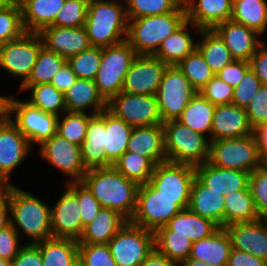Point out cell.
<instances>
[{
	"mask_svg": "<svg viewBox=\"0 0 267 266\" xmlns=\"http://www.w3.org/2000/svg\"><path fill=\"white\" fill-rule=\"evenodd\" d=\"M226 266H267V261L245 251L232 248Z\"/></svg>",
	"mask_w": 267,
	"mask_h": 266,
	"instance_id": "obj_60",
	"label": "cell"
},
{
	"mask_svg": "<svg viewBox=\"0 0 267 266\" xmlns=\"http://www.w3.org/2000/svg\"><path fill=\"white\" fill-rule=\"evenodd\" d=\"M184 0H124L128 19L169 14L176 11Z\"/></svg>",
	"mask_w": 267,
	"mask_h": 266,
	"instance_id": "obj_46",
	"label": "cell"
},
{
	"mask_svg": "<svg viewBox=\"0 0 267 266\" xmlns=\"http://www.w3.org/2000/svg\"><path fill=\"white\" fill-rule=\"evenodd\" d=\"M76 80L77 76L66 62L54 75L50 84L55 86L60 92L64 93L75 84Z\"/></svg>",
	"mask_w": 267,
	"mask_h": 266,
	"instance_id": "obj_61",
	"label": "cell"
},
{
	"mask_svg": "<svg viewBox=\"0 0 267 266\" xmlns=\"http://www.w3.org/2000/svg\"><path fill=\"white\" fill-rule=\"evenodd\" d=\"M102 208L119 212L128 221L132 218L139 185L127 179L114 166L88 169L80 181Z\"/></svg>",
	"mask_w": 267,
	"mask_h": 266,
	"instance_id": "obj_1",
	"label": "cell"
},
{
	"mask_svg": "<svg viewBox=\"0 0 267 266\" xmlns=\"http://www.w3.org/2000/svg\"><path fill=\"white\" fill-rule=\"evenodd\" d=\"M234 88L216 75L199 90V93L214 105L231 104Z\"/></svg>",
	"mask_w": 267,
	"mask_h": 266,
	"instance_id": "obj_53",
	"label": "cell"
},
{
	"mask_svg": "<svg viewBox=\"0 0 267 266\" xmlns=\"http://www.w3.org/2000/svg\"><path fill=\"white\" fill-rule=\"evenodd\" d=\"M84 27L91 46L103 48L120 44L128 32L126 7L114 0H89Z\"/></svg>",
	"mask_w": 267,
	"mask_h": 266,
	"instance_id": "obj_3",
	"label": "cell"
},
{
	"mask_svg": "<svg viewBox=\"0 0 267 266\" xmlns=\"http://www.w3.org/2000/svg\"><path fill=\"white\" fill-rule=\"evenodd\" d=\"M208 163L223 169L251 173L261 167V153L254 134L209 141Z\"/></svg>",
	"mask_w": 267,
	"mask_h": 266,
	"instance_id": "obj_7",
	"label": "cell"
},
{
	"mask_svg": "<svg viewBox=\"0 0 267 266\" xmlns=\"http://www.w3.org/2000/svg\"><path fill=\"white\" fill-rule=\"evenodd\" d=\"M15 114L14 120L12 115ZM59 116L32 106L29 102L14 99L9 102V119L31 143L41 145L57 133Z\"/></svg>",
	"mask_w": 267,
	"mask_h": 266,
	"instance_id": "obj_12",
	"label": "cell"
},
{
	"mask_svg": "<svg viewBox=\"0 0 267 266\" xmlns=\"http://www.w3.org/2000/svg\"><path fill=\"white\" fill-rule=\"evenodd\" d=\"M168 66L154 55H137L125 76L122 92L156 95Z\"/></svg>",
	"mask_w": 267,
	"mask_h": 266,
	"instance_id": "obj_16",
	"label": "cell"
},
{
	"mask_svg": "<svg viewBox=\"0 0 267 266\" xmlns=\"http://www.w3.org/2000/svg\"><path fill=\"white\" fill-rule=\"evenodd\" d=\"M127 152L145 156L155 165L167 161L163 125L134 127L128 141Z\"/></svg>",
	"mask_w": 267,
	"mask_h": 266,
	"instance_id": "obj_26",
	"label": "cell"
},
{
	"mask_svg": "<svg viewBox=\"0 0 267 266\" xmlns=\"http://www.w3.org/2000/svg\"><path fill=\"white\" fill-rule=\"evenodd\" d=\"M224 227L234 223L260 220L249 187L225 194Z\"/></svg>",
	"mask_w": 267,
	"mask_h": 266,
	"instance_id": "obj_36",
	"label": "cell"
},
{
	"mask_svg": "<svg viewBox=\"0 0 267 266\" xmlns=\"http://www.w3.org/2000/svg\"><path fill=\"white\" fill-rule=\"evenodd\" d=\"M63 95L66 110L70 112H84L91 107L94 109L93 114H99L107 109V101L93 80L77 78L75 84Z\"/></svg>",
	"mask_w": 267,
	"mask_h": 266,
	"instance_id": "obj_31",
	"label": "cell"
},
{
	"mask_svg": "<svg viewBox=\"0 0 267 266\" xmlns=\"http://www.w3.org/2000/svg\"><path fill=\"white\" fill-rule=\"evenodd\" d=\"M220 227L208 218L193 213L189 208L181 210L156 231H173V235L187 236L192 242L210 237Z\"/></svg>",
	"mask_w": 267,
	"mask_h": 266,
	"instance_id": "obj_28",
	"label": "cell"
},
{
	"mask_svg": "<svg viewBox=\"0 0 267 266\" xmlns=\"http://www.w3.org/2000/svg\"><path fill=\"white\" fill-rule=\"evenodd\" d=\"M78 202L80 204V218L83 232L84 226L93 221L102 207L93 194L81 182H78Z\"/></svg>",
	"mask_w": 267,
	"mask_h": 266,
	"instance_id": "obj_55",
	"label": "cell"
},
{
	"mask_svg": "<svg viewBox=\"0 0 267 266\" xmlns=\"http://www.w3.org/2000/svg\"><path fill=\"white\" fill-rule=\"evenodd\" d=\"M107 110L132 127L163 124L156 95L120 92L107 102Z\"/></svg>",
	"mask_w": 267,
	"mask_h": 266,
	"instance_id": "obj_13",
	"label": "cell"
},
{
	"mask_svg": "<svg viewBox=\"0 0 267 266\" xmlns=\"http://www.w3.org/2000/svg\"><path fill=\"white\" fill-rule=\"evenodd\" d=\"M188 25H192L198 32L201 30L193 23L186 21L161 43L154 56L169 66L178 65L186 58L196 48L197 44L189 34Z\"/></svg>",
	"mask_w": 267,
	"mask_h": 266,
	"instance_id": "obj_33",
	"label": "cell"
},
{
	"mask_svg": "<svg viewBox=\"0 0 267 266\" xmlns=\"http://www.w3.org/2000/svg\"><path fill=\"white\" fill-rule=\"evenodd\" d=\"M252 129L267 122V85H261L245 108Z\"/></svg>",
	"mask_w": 267,
	"mask_h": 266,
	"instance_id": "obj_54",
	"label": "cell"
},
{
	"mask_svg": "<svg viewBox=\"0 0 267 266\" xmlns=\"http://www.w3.org/2000/svg\"><path fill=\"white\" fill-rule=\"evenodd\" d=\"M197 92L177 65L168 66L156 93L162 122L177 120Z\"/></svg>",
	"mask_w": 267,
	"mask_h": 266,
	"instance_id": "obj_10",
	"label": "cell"
},
{
	"mask_svg": "<svg viewBox=\"0 0 267 266\" xmlns=\"http://www.w3.org/2000/svg\"><path fill=\"white\" fill-rule=\"evenodd\" d=\"M231 249L230 237L224 227H220L210 237L193 242L188 258L211 266H226Z\"/></svg>",
	"mask_w": 267,
	"mask_h": 266,
	"instance_id": "obj_29",
	"label": "cell"
},
{
	"mask_svg": "<svg viewBox=\"0 0 267 266\" xmlns=\"http://www.w3.org/2000/svg\"><path fill=\"white\" fill-rule=\"evenodd\" d=\"M187 21L200 29H213L231 20L233 0H184Z\"/></svg>",
	"mask_w": 267,
	"mask_h": 266,
	"instance_id": "obj_23",
	"label": "cell"
},
{
	"mask_svg": "<svg viewBox=\"0 0 267 266\" xmlns=\"http://www.w3.org/2000/svg\"><path fill=\"white\" fill-rule=\"evenodd\" d=\"M89 0H66L53 26L81 27L85 25Z\"/></svg>",
	"mask_w": 267,
	"mask_h": 266,
	"instance_id": "obj_50",
	"label": "cell"
},
{
	"mask_svg": "<svg viewBox=\"0 0 267 266\" xmlns=\"http://www.w3.org/2000/svg\"><path fill=\"white\" fill-rule=\"evenodd\" d=\"M11 266H43L39 247L33 243L24 244L12 260Z\"/></svg>",
	"mask_w": 267,
	"mask_h": 266,
	"instance_id": "obj_58",
	"label": "cell"
},
{
	"mask_svg": "<svg viewBox=\"0 0 267 266\" xmlns=\"http://www.w3.org/2000/svg\"><path fill=\"white\" fill-rule=\"evenodd\" d=\"M186 21L184 3L173 13L128 19L126 41L138 55H154L161 43Z\"/></svg>",
	"mask_w": 267,
	"mask_h": 266,
	"instance_id": "obj_4",
	"label": "cell"
},
{
	"mask_svg": "<svg viewBox=\"0 0 267 266\" xmlns=\"http://www.w3.org/2000/svg\"><path fill=\"white\" fill-rule=\"evenodd\" d=\"M177 66L198 92L215 76V73L197 48Z\"/></svg>",
	"mask_w": 267,
	"mask_h": 266,
	"instance_id": "obj_44",
	"label": "cell"
},
{
	"mask_svg": "<svg viewBox=\"0 0 267 266\" xmlns=\"http://www.w3.org/2000/svg\"><path fill=\"white\" fill-rule=\"evenodd\" d=\"M253 134L261 153V167L267 169V122L254 128Z\"/></svg>",
	"mask_w": 267,
	"mask_h": 266,
	"instance_id": "obj_62",
	"label": "cell"
},
{
	"mask_svg": "<svg viewBox=\"0 0 267 266\" xmlns=\"http://www.w3.org/2000/svg\"><path fill=\"white\" fill-rule=\"evenodd\" d=\"M231 20L263 35L267 30V1L233 0Z\"/></svg>",
	"mask_w": 267,
	"mask_h": 266,
	"instance_id": "obj_38",
	"label": "cell"
},
{
	"mask_svg": "<svg viewBox=\"0 0 267 266\" xmlns=\"http://www.w3.org/2000/svg\"><path fill=\"white\" fill-rule=\"evenodd\" d=\"M167 161L198 166L208 161L209 143L206 136L191 130L178 120L164 122Z\"/></svg>",
	"mask_w": 267,
	"mask_h": 266,
	"instance_id": "obj_6",
	"label": "cell"
},
{
	"mask_svg": "<svg viewBox=\"0 0 267 266\" xmlns=\"http://www.w3.org/2000/svg\"><path fill=\"white\" fill-rule=\"evenodd\" d=\"M180 266H211V265L203 263L194 258H187L180 264Z\"/></svg>",
	"mask_w": 267,
	"mask_h": 266,
	"instance_id": "obj_66",
	"label": "cell"
},
{
	"mask_svg": "<svg viewBox=\"0 0 267 266\" xmlns=\"http://www.w3.org/2000/svg\"><path fill=\"white\" fill-rule=\"evenodd\" d=\"M90 114L86 136L80 146L82 161L87 170L106 167V110Z\"/></svg>",
	"mask_w": 267,
	"mask_h": 266,
	"instance_id": "obj_24",
	"label": "cell"
},
{
	"mask_svg": "<svg viewBox=\"0 0 267 266\" xmlns=\"http://www.w3.org/2000/svg\"><path fill=\"white\" fill-rule=\"evenodd\" d=\"M249 68L250 63L248 61L233 60L215 75L219 79L223 80L224 82L235 88Z\"/></svg>",
	"mask_w": 267,
	"mask_h": 266,
	"instance_id": "obj_57",
	"label": "cell"
},
{
	"mask_svg": "<svg viewBox=\"0 0 267 266\" xmlns=\"http://www.w3.org/2000/svg\"><path fill=\"white\" fill-rule=\"evenodd\" d=\"M2 192L8 197L10 224L19 236L25 234L33 244L53 237L51 206L13 184L5 185Z\"/></svg>",
	"mask_w": 267,
	"mask_h": 266,
	"instance_id": "obj_2",
	"label": "cell"
},
{
	"mask_svg": "<svg viewBox=\"0 0 267 266\" xmlns=\"http://www.w3.org/2000/svg\"><path fill=\"white\" fill-rule=\"evenodd\" d=\"M31 145L24 134L8 119L0 126V184L10 185L9 176L29 155Z\"/></svg>",
	"mask_w": 267,
	"mask_h": 266,
	"instance_id": "obj_18",
	"label": "cell"
},
{
	"mask_svg": "<svg viewBox=\"0 0 267 266\" xmlns=\"http://www.w3.org/2000/svg\"><path fill=\"white\" fill-rule=\"evenodd\" d=\"M38 34L46 49L57 53L66 60L91 47L84 26L58 27L51 25L42 29Z\"/></svg>",
	"mask_w": 267,
	"mask_h": 266,
	"instance_id": "obj_19",
	"label": "cell"
},
{
	"mask_svg": "<svg viewBox=\"0 0 267 266\" xmlns=\"http://www.w3.org/2000/svg\"><path fill=\"white\" fill-rule=\"evenodd\" d=\"M19 238L18 232L11 224L0 230V258L12 262L23 246L19 245Z\"/></svg>",
	"mask_w": 267,
	"mask_h": 266,
	"instance_id": "obj_56",
	"label": "cell"
},
{
	"mask_svg": "<svg viewBox=\"0 0 267 266\" xmlns=\"http://www.w3.org/2000/svg\"><path fill=\"white\" fill-rule=\"evenodd\" d=\"M213 30L221 37L235 60L250 61L264 43L257 39L260 34L243 24L227 20L217 24Z\"/></svg>",
	"mask_w": 267,
	"mask_h": 266,
	"instance_id": "obj_20",
	"label": "cell"
},
{
	"mask_svg": "<svg viewBox=\"0 0 267 266\" xmlns=\"http://www.w3.org/2000/svg\"><path fill=\"white\" fill-rule=\"evenodd\" d=\"M252 133L244 108L232 103L216 105L209 141L239 138Z\"/></svg>",
	"mask_w": 267,
	"mask_h": 266,
	"instance_id": "obj_21",
	"label": "cell"
},
{
	"mask_svg": "<svg viewBox=\"0 0 267 266\" xmlns=\"http://www.w3.org/2000/svg\"><path fill=\"white\" fill-rule=\"evenodd\" d=\"M10 0H0V9L6 5Z\"/></svg>",
	"mask_w": 267,
	"mask_h": 266,
	"instance_id": "obj_69",
	"label": "cell"
},
{
	"mask_svg": "<svg viewBox=\"0 0 267 266\" xmlns=\"http://www.w3.org/2000/svg\"><path fill=\"white\" fill-rule=\"evenodd\" d=\"M66 0H20L22 22L26 32L39 33L54 24Z\"/></svg>",
	"mask_w": 267,
	"mask_h": 266,
	"instance_id": "obj_32",
	"label": "cell"
},
{
	"mask_svg": "<svg viewBox=\"0 0 267 266\" xmlns=\"http://www.w3.org/2000/svg\"><path fill=\"white\" fill-rule=\"evenodd\" d=\"M190 198H169L160 194L150 182L138 187L133 224L155 232L164 227L181 210L189 207Z\"/></svg>",
	"mask_w": 267,
	"mask_h": 266,
	"instance_id": "obj_5",
	"label": "cell"
},
{
	"mask_svg": "<svg viewBox=\"0 0 267 266\" xmlns=\"http://www.w3.org/2000/svg\"><path fill=\"white\" fill-rule=\"evenodd\" d=\"M118 266H141L154 249V232L130 221L107 243Z\"/></svg>",
	"mask_w": 267,
	"mask_h": 266,
	"instance_id": "obj_9",
	"label": "cell"
},
{
	"mask_svg": "<svg viewBox=\"0 0 267 266\" xmlns=\"http://www.w3.org/2000/svg\"><path fill=\"white\" fill-rule=\"evenodd\" d=\"M248 187L260 217L267 215V169L259 167L252 171Z\"/></svg>",
	"mask_w": 267,
	"mask_h": 266,
	"instance_id": "obj_51",
	"label": "cell"
},
{
	"mask_svg": "<svg viewBox=\"0 0 267 266\" xmlns=\"http://www.w3.org/2000/svg\"><path fill=\"white\" fill-rule=\"evenodd\" d=\"M113 166L127 179L135 181L138 185L149 182L155 168V164L149 158L127 151Z\"/></svg>",
	"mask_w": 267,
	"mask_h": 266,
	"instance_id": "obj_41",
	"label": "cell"
},
{
	"mask_svg": "<svg viewBox=\"0 0 267 266\" xmlns=\"http://www.w3.org/2000/svg\"><path fill=\"white\" fill-rule=\"evenodd\" d=\"M249 63L261 85H267V45L265 43L257 49Z\"/></svg>",
	"mask_w": 267,
	"mask_h": 266,
	"instance_id": "obj_59",
	"label": "cell"
},
{
	"mask_svg": "<svg viewBox=\"0 0 267 266\" xmlns=\"http://www.w3.org/2000/svg\"><path fill=\"white\" fill-rule=\"evenodd\" d=\"M260 220L264 223L266 230H267V215H264L260 218Z\"/></svg>",
	"mask_w": 267,
	"mask_h": 266,
	"instance_id": "obj_68",
	"label": "cell"
},
{
	"mask_svg": "<svg viewBox=\"0 0 267 266\" xmlns=\"http://www.w3.org/2000/svg\"><path fill=\"white\" fill-rule=\"evenodd\" d=\"M27 90L31 91L30 100L27 102L32 106L57 116H61L59 112L67 111L63 93L52 84L30 86Z\"/></svg>",
	"mask_w": 267,
	"mask_h": 266,
	"instance_id": "obj_43",
	"label": "cell"
},
{
	"mask_svg": "<svg viewBox=\"0 0 267 266\" xmlns=\"http://www.w3.org/2000/svg\"><path fill=\"white\" fill-rule=\"evenodd\" d=\"M127 221L119 212L101 208L93 221L84 226L78 244H107Z\"/></svg>",
	"mask_w": 267,
	"mask_h": 266,
	"instance_id": "obj_30",
	"label": "cell"
},
{
	"mask_svg": "<svg viewBox=\"0 0 267 266\" xmlns=\"http://www.w3.org/2000/svg\"><path fill=\"white\" fill-rule=\"evenodd\" d=\"M40 155L67 176L70 182H80L87 172L81 157L80 146L54 134L40 145Z\"/></svg>",
	"mask_w": 267,
	"mask_h": 266,
	"instance_id": "obj_15",
	"label": "cell"
},
{
	"mask_svg": "<svg viewBox=\"0 0 267 266\" xmlns=\"http://www.w3.org/2000/svg\"><path fill=\"white\" fill-rule=\"evenodd\" d=\"M25 32L20 3L10 0L0 9V45L21 37Z\"/></svg>",
	"mask_w": 267,
	"mask_h": 266,
	"instance_id": "obj_45",
	"label": "cell"
},
{
	"mask_svg": "<svg viewBox=\"0 0 267 266\" xmlns=\"http://www.w3.org/2000/svg\"><path fill=\"white\" fill-rule=\"evenodd\" d=\"M195 167L165 161L155 165L150 183L169 198H190Z\"/></svg>",
	"mask_w": 267,
	"mask_h": 266,
	"instance_id": "obj_17",
	"label": "cell"
},
{
	"mask_svg": "<svg viewBox=\"0 0 267 266\" xmlns=\"http://www.w3.org/2000/svg\"><path fill=\"white\" fill-rule=\"evenodd\" d=\"M66 62L65 58L43 46L39 51L30 77L20 86V89L27 91L30 86L51 83L54 75Z\"/></svg>",
	"mask_w": 267,
	"mask_h": 266,
	"instance_id": "obj_40",
	"label": "cell"
},
{
	"mask_svg": "<svg viewBox=\"0 0 267 266\" xmlns=\"http://www.w3.org/2000/svg\"><path fill=\"white\" fill-rule=\"evenodd\" d=\"M3 187H4V186L0 184V193H1L2 190H3Z\"/></svg>",
	"mask_w": 267,
	"mask_h": 266,
	"instance_id": "obj_71",
	"label": "cell"
},
{
	"mask_svg": "<svg viewBox=\"0 0 267 266\" xmlns=\"http://www.w3.org/2000/svg\"><path fill=\"white\" fill-rule=\"evenodd\" d=\"M8 119H0V126L4 123V122H6Z\"/></svg>",
	"mask_w": 267,
	"mask_h": 266,
	"instance_id": "obj_70",
	"label": "cell"
},
{
	"mask_svg": "<svg viewBox=\"0 0 267 266\" xmlns=\"http://www.w3.org/2000/svg\"><path fill=\"white\" fill-rule=\"evenodd\" d=\"M102 57V47L91 46L67 59L77 78L95 80Z\"/></svg>",
	"mask_w": 267,
	"mask_h": 266,
	"instance_id": "obj_48",
	"label": "cell"
},
{
	"mask_svg": "<svg viewBox=\"0 0 267 266\" xmlns=\"http://www.w3.org/2000/svg\"><path fill=\"white\" fill-rule=\"evenodd\" d=\"M192 243L187 236L173 235V231L154 232L155 248L178 264L189 257Z\"/></svg>",
	"mask_w": 267,
	"mask_h": 266,
	"instance_id": "obj_42",
	"label": "cell"
},
{
	"mask_svg": "<svg viewBox=\"0 0 267 266\" xmlns=\"http://www.w3.org/2000/svg\"><path fill=\"white\" fill-rule=\"evenodd\" d=\"M260 86L261 82L259 78L249 68L239 84L234 88L232 104L245 109L250 104V101Z\"/></svg>",
	"mask_w": 267,
	"mask_h": 266,
	"instance_id": "obj_52",
	"label": "cell"
},
{
	"mask_svg": "<svg viewBox=\"0 0 267 266\" xmlns=\"http://www.w3.org/2000/svg\"><path fill=\"white\" fill-rule=\"evenodd\" d=\"M224 199L222 192L211 190L195 177L188 208L193 213L212 220L219 227H224Z\"/></svg>",
	"mask_w": 267,
	"mask_h": 266,
	"instance_id": "obj_27",
	"label": "cell"
},
{
	"mask_svg": "<svg viewBox=\"0 0 267 266\" xmlns=\"http://www.w3.org/2000/svg\"><path fill=\"white\" fill-rule=\"evenodd\" d=\"M79 266H118L108 244H78Z\"/></svg>",
	"mask_w": 267,
	"mask_h": 266,
	"instance_id": "obj_49",
	"label": "cell"
},
{
	"mask_svg": "<svg viewBox=\"0 0 267 266\" xmlns=\"http://www.w3.org/2000/svg\"><path fill=\"white\" fill-rule=\"evenodd\" d=\"M199 34L203 40L196 44V48L215 74L235 60L224 41L213 29H201Z\"/></svg>",
	"mask_w": 267,
	"mask_h": 266,
	"instance_id": "obj_39",
	"label": "cell"
},
{
	"mask_svg": "<svg viewBox=\"0 0 267 266\" xmlns=\"http://www.w3.org/2000/svg\"><path fill=\"white\" fill-rule=\"evenodd\" d=\"M65 192L51 207V229L54 238L79 240L82 235L78 182H68Z\"/></svg>",
	"mask_w": 267,
	"mask_h": 266,
	"instance_id": "obj_14",
	"label": "cell"
},
{
	"mask_svg": "<svg viewBox=\"0 0 267 266\" xmlns=\"http://www.w3.org/2000/svg\"><path fill=\"white\" fill-rule=\"evenodd\" d=\"M42 39L38 33L25 32L21 37L0 45V67L13 77H22L20 86L31 75Z\"/></svg>",
	"mask_w": 267,
	"mask_h": 266,
	"instance_id": "obj_11",
	"label": "cell"
},
{
	"mask_svg": "<svg viewBox=\"0 0 267 266\" xmlns=\"http://www.w3.org/2000/svg\"><path fill=\"white\" fill-rule=\"evenodd\" d=\"M10 208L8 197L1 192L0 193V230L10 225Z\"/></svg>",
	"mask_w": 267,
	"mask_h": 266,
	"instance_id": "obj_64",
	"label": "cell"
},
{
	"mask_svg": "<svg viewBox=\"0 0 267 266\" xmlns=\"http://www.w3.org/2000/svg\"><path fill=\"white\" fill-rule=\"evenodd\" d=\"M63 119L59 116L57 134L78 146H81L86 136L87 125L91 115L85 112L65 111Z\"/></svg>",
	"mask_w": 267,
	"mask_h": 266,
	"instance_id": "obj_47",
	"label": "cell"
},
{
	"mask_svg": "<svg viewBox=\"0 0 267 266\" xmlns=\"http://www.w3.org/2000/svg\"><path fill=\"white\" fill-rule=\"evenodd\" d=\"M0 266H11V262L0 258Z\"/></svg>",
	"mask_w": 267,
	"mask_h": 266,
	"instance_id": "obj_67",
	"label": "cell"
},
{
	"mask_svg": "<svg viewBox=\"0 0 267 266\" xmlns=\"http://www.w3.org/2000/svg\"><path fill=\"white\" fill-rule=\"evenodd\" d=\"M43 266H79L78 241L70 238H48L35 243Z\"/></svg>",
	"mask_w": 267,
	"mask_h": 266,
	"instance_id": "obj_34",
	"label": "cell"
},
{
	"mask_svg": "<svg viewBox=\"0 0 267 266\" xmlns=\"http://www.w3.org/2000/svg\"><path fill=\"white\" fill-rule=\"evenodd\" d=\"M9 96L0 95V119H9Z\"/></svg>",
	"mask_w": 267,
	"mask_h": 266,
	"instance_id": "obj_65",
	"label": "cell"
},
{
	"mask_svg": "<svg viewBox=\"0 0 267 266\" xmlns=\"http://www.w3.org/2000/svg\"><path fill=\"white\" fill-rule=\"evenodd\" d=\"M216 105L212 104L197 92L177 119L191 130L203 134H211L212 120Z\"/></svg>",
	"mask_w": 267,
	"mask_h": 266,
	"instance_id": "obj_37",
	"label": "cell"
},
{
	"mask_svg": "<svg viewBox=\"0 0 267 266\" xmlns=\"http://www.w3.org/2000/svg\"><path fill=\"white\" fill-rule=\"evenodd\" d=\"M141 266H180V264L170 260L166 255L160 253L154 247Z\"/></svg>",
	"mask_w": 267,
	"mask_h": 266,
	"instance_id": "obj_63",
	"label": "cell"
},
{
	"mask_svg": "<svg viewBox=\"0 0 267 266\" xmlns=\"http://www.w3.org/2000/svg\"><path fill=\"white\" fill-rule=\"evenodd\" d=\"M132 126L115 117L106 109L105 152L106 167L113 164L127 151L128 141L133 131Z\"/></svg>",
	"mask_w": 267,
	"mask_h": 266,
	"instance_id": "obj_35",
	"label": "cell"
},
{
	"mask_svg": "<svg viewBox=\"0 0 267 266\" xmlns=\"http://www.w3.org/2000/svg\"><path fill=\"white\" fill-rule=\"evenodd\" d=\"M137 55L126 40L102 48L101 62L94 81L107 102L122 92L125 76Z\"/></svg>",
	"mask_w": 267,
	"mask_h": 266,
	"instance_id": "obj_8",
	"label": "cell"
},
{
	"mask_svg": "<svg viewBox=\"0 0 267 266\" xmlns=\"http://www.w3.org/2000/svg\"><path fill=\"white\" fill-rule=\"evenodd\" d=\"M232 248L267 261V230L261 220L234 223L224 227Z\"/></svg>",
	"mask_w": 267,
	"mask_h": 266,
	"instance_id": "obj_22",
	"label": "cell"
},
{
	"mask_svg": "<svg viewBox=\"0 0 267 266\" xmlns=\"http://www.w3.org/2000/svg\"><path fill=\"white\" fill-rule=\"evenodd\" d=\"M196 177L208 188L222 195L245 190L249 186L250 173L240 170L223 169L208 162L195 166Z\"/></svg>",
	"mask_w": 267,
	"mask_h": 266,
	"instance_id": "obj_25",
	"label": "cell"
}]
</instances>
